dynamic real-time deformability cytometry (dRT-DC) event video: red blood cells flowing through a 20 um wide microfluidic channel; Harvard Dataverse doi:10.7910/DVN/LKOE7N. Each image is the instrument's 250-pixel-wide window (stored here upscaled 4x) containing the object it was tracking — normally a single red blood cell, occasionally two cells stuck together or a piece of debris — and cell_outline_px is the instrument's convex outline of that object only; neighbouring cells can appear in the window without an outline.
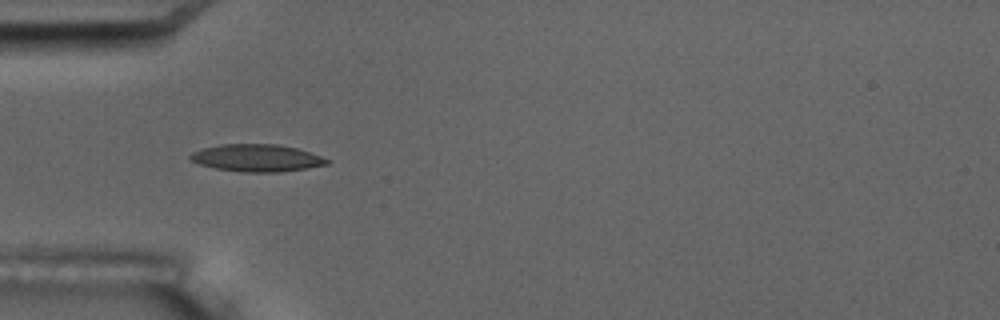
{"species": "common noctule bat (a hibernating species)", "species_latin": "Nyctalus noctula", "temperature_condition": "room temperature", "stored_images_in_passage": 6, "camera_frame_rate_fps": 3000, "um_per_image_px": 0.085, "animal": {"sex": "male", "body_mass_g": 17.5, "forearm_length_mm": 52.3}, "frame": {"image": 1, "passage_image": 5, "time_ms": 5.667, "image_size_px": [1000, 320], "cell_outline_px": [[328, 164], [280, 172], [240, 172], [216, 168], [200, 164], [192, 160], [188, 156], [192, 152], [200, 148], [220, 144], [276, 144], [296, 148], [320, 156], [328, 160]], "centroid_in_image_um": [21.76, 13.42], "position_along_channel_um": 63.2, "area_um2": 21.5}}